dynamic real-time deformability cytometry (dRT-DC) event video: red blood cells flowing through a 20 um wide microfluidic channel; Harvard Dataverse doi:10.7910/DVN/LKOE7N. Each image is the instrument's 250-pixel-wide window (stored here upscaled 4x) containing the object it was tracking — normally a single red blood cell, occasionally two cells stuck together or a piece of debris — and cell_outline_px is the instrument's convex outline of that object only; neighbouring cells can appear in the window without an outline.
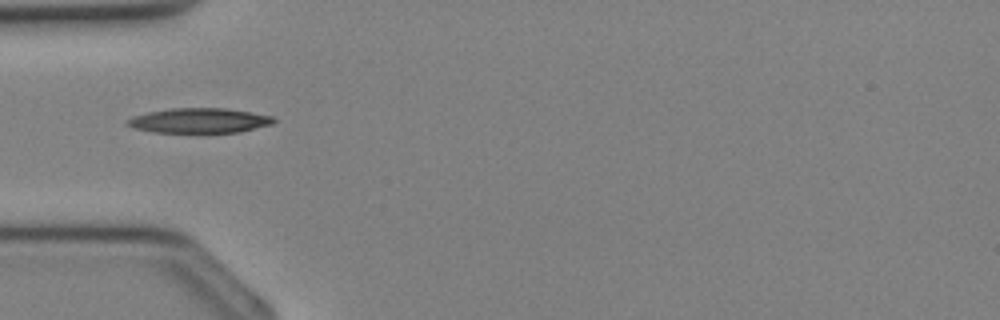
{"species": "Egyptian fruit bat (a non-hibernating species)", "species_latin": "Rousettus aegyptiacus", "temperature_condition": "cold", "stored_images_in_passage": 25, "camera_frame_rate_fps": 3000, "um_per_image_px": 0.085, "animal": {"sex": "female"}, "frame": {"image": 1, "passage_image": 1, "time_ms": 0.0, "image_size_px": [1000, 320], "cell_outline_px": [[276, 120], [272, 124], [240, 132], [204, 136], [200, 136], [152, 132], [136, 128], [124, 124], [124, 120], [132, 116], [148, 112], [172, 108], [224, 108], [252, 112], [272, 116]], "centroid_in_image_um": [16.91, 10.31], "position_along_channel_um": 68.1, "area_um2": 22.54}}
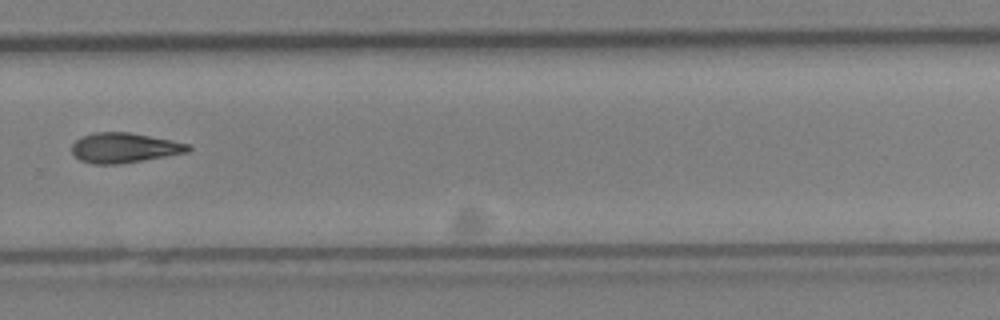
{"frame": {"image": 2, "passage_image": 14, "time_ms": 4.333, "image_size_px": [1000, 320], "cell_outline_px": [[192, 148], [188, 152], [120, 164], [92, 164], [80, 160], [72, 152], [72, 144], [76, 140], [84, 136], [96, 132], [128, 132], [188, 144]], "centroid_in_image_um": [10.53, 12.57], "position_along_channel_um": 319.3, "area_um2": 19.94}}
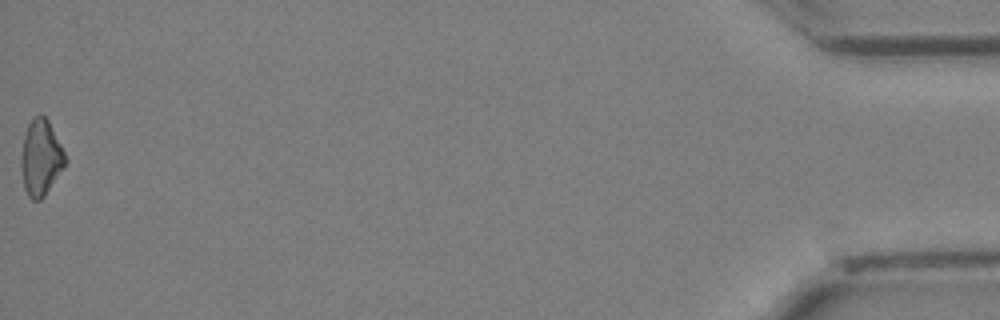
{"frame": {"image": 3, "passage_image": 25, "time_ms": 8.0, "image_size_px": [1000, 320], "cell_outline_px": [[68, 160], [44, 196], [40, 200], [32, 200], [28, 196], [24, 188], [20, 164], [20, 156], [24, 136], [28, 124], [32, 116], [40, 112], [48, 120]], "centroid_in_image_um": [3.44, 13.38], "position_along_channel_um": 431.8, "area_um2": 19.54}}